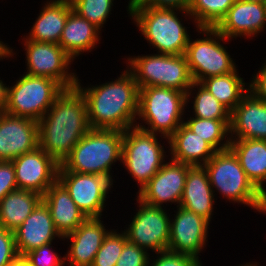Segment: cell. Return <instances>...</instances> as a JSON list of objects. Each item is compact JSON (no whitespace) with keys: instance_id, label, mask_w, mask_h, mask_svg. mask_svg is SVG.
<instances>
[{"instance_id":"6da1fadb","label":"cell","mask_w":266,"mask_h":266,"mask_svg":"<svg viewBox=\"0 0 266 266\" xmlns=\"http://www.w3.org/2000/svg\"><path fill=\"white\" fill-rule=\"evenodd\" d=\"M120 73L116 79L87 86L78 75L76 87L85 97L91 129L125 131L135 126L140 88L127 68Z\"/></svg>"},{"instance_id":"7a4b0ae2","label":"cell","mask_w":266,"mask_h":266,"mask_svg":"<svg viewBox=\"0 0 266 266\" xmlns=\"http://www.w3.org/2000/svg\"><path fill=\"white\" fill-rule=\"evenodd\" d=\"M90 129L85 97L77 87L64 89L38 121L39 147L61 165Z\"/></svg>"},{"instance_id":"3957f363","label":"cell","mask_w":266,"mask_h":266,"mask_svg":"<svg viewBox=\"0 0 266 266\" xmlns=\"http://www.w3.org/2000/svg\"><path fill=\"white\" fill-rule=\"evenodd\" d=\"M127 16L133 21L143 38L159 54L184 55L191 34L184 21L198 27L186 10L165 9L146 6H127ZM181 16V18H180ZM184 18V20L182 19ZM188 17V18H187ZM188 19V20H187ZM188 28V29H187Z\"/></svg>"},{"instance_id":"277c9868","label":"cell","mask_w":266,"mask_h":266,"mask_svg":"<svg viewBox=\"0 0 266 266\" xmlns=\"http://www.w3.org/2000/svg\"><path fill=\"white\" fill-rule=\"evenodd\" d=\"M214 192L233 205L250 207L255 213L266 215V196L252 183L230 150L217 151L203 166Z\"/></svg>"},{"instance_id":"5b68a950","label":"cell","mask_w":266,"mask_h":266,"mask_svg":"<svg viewBox=\"0 0 266 266\" xmlns=\"http://www.w3.org/2000/svg\"><path fill=\"white\" fill-rule=\"evenodd\" d=\"M123 131L90 129L73 147L58 171L98 174L114 184V167L121 164ZM114 165V166H113Z\"/></svg>"},{"instance_id":"8992f818","label":"cell","mask_w":266,"mask_h":266,"mask_svg":"<svg viewBox=\"0 0 266 266\" xmlns=\"http://www.w3.org/2000/svg\"><path fill=\"white\" fill-rule=\"evenodd\" d=\"M167 148H169V141L164 136L148 132L137 126L123 131L121 165L128 172L127 174L132 179L134 178L131 181L135 180L134 182L138 185L136 194L169 159V149Z\"/></svg>"},{"instance_id":"52a82bcc","label":"cell","mask_w":266,"mask_h":266,"mask_svg":"<svg viewBox=\"0 0 266 266\" xmlns=\"http://www.w3.org/2000/svg\"><path fill=\"white\" fill-rule=\"evenodd\" d=\"M186 94L172 88L139 89V107L135 126L169 138L184 123Z\"/></svg>"},{"instance_id":"ba28073f","label":"cell","mask_w":266,"mask_h":266,"mask_svg":"<svg viewBox=\"0 0 266 266\" xmlns=\"http://www.w3.org/2000/svg\"><path fill=\"white\" fill-rule=\"evenodd\" d=\"M126 68L134 75L139 88L165 87L185 94L193 80L185 55L141 54L125 58Z\"/></svg>"},{"instance_id":"9c48e42d","label":"cell","mask_w":266,"mask_h":266,"mask_svg":"<svg viewBox=\"0 0 266 266\" xmlns=\"http://www.w3.org/2000/svg\"><path fill=\"white\" fill-rule=\"evenodd\" d=\"M195 31L201 37H190L184 54L193 82L200 83L208 77L228 74L238 68L228 46H224L232 40L227 39L216 28L200 27Z\"/></svg>"},{"instance_id":"30bf717a","label":"cell","mask_w":266,"mask_h":266,"mask_svg":"<svg viewBox=\"0 0 266 266\" xmlns=\"http://www.w3.org/2000/svg\"><path fill=\"white\" fill-rule=\"evenodd\" d=\"M63 90L51 78L24 73L9 86L8 104L4 112L39 121Z\"/></svg>"},{"instance_id":"8fae6325","label":"cell","mask_w":266,"mask_h":266,"mask_svg":"<svg viewBox=\"0 0 266 266\" xmlns=\"http://www.w3.org/2000/svg\"><path fill=\"white\" fill-rule=\"evenodd\" d=\"M21 38L27 66L23 73L51 78L64 89L76 87L78 74L71 69L74 60L59 44L31 41L23 34Z\"/></svg>"},{"instance_id":"7c38bea8","label":"cell","mask_w":266,"mask_h":266,"mask_svg":"<svg viewBox=\"0 0 266 266\" xmlns=\"http://www.w3.org/2000/svg\"><path fill=\"white\" fill-rule=\"evenodd\" d=\"M136 212L124 226L127 240L154 254L168 249L170 237V208L152 206L135 198ZM128 226V227H127ZM153 252V253H151Z\"/></svg>"},{"instance_id":"4fadbf2b","label":"cell","mask_w":266,"mask_h":266,"mask_svg":"<svg viewBox=\"0 0 266 266\" xmlns=\"http://www.w3.org/2000/svg\"><path fill=\"white\" fill-rule=\"evenodd\" d=\"M58 181L69 192L77 207L88 217H104L109 192L114 183L106 176L58 171Z\"/></svg>"},{"instance_id":"5bb4252c","label":"cell","mask_w":266,"mask_h":266,"mask_svg":"<svg viewBox=\"0 0 266 266\" xmlns=\"http://www.w3.org/2000/svg\"><path fill=\"white\" fill-rule=\"evenodd\" d=\"M175 208L176 210L173 211L175 213L170 216V237L167 250L191 255L201 261L200 253L205 251L209 243L210 222L184 207Z\"/></svg>"},{"instance_id":"9a60e30c","label":"cell","mask_w":266,"mask_h":266,"mask_svg":"<svg viewBox=\"0 0 266 266\" xmlns=\"http://www.w3.org/2000/svg\"><path fill=\"white\" fill-rule=\"evenodd\" d=\"M190 167L191 165L180 163L169 158L135 196L144 203L152 206L163 208L170 206L171 208V205L175 204L178 207Z\"/></svg>"},{"instance_id":"2e32d148","label":"cell","mask_w":266,"mask_h":266,"mask_svg":"<svg viewBox=\"0 0 266 266\" xmlns=\"http://www.w3.org/2000/svg\"><path fill=\"white\" fill-rule=\"evenodd\" d=\"M19 189L43 196L58 180L59 164L39 146L12 160Z\"/></svg>"},{"instance_id":"e0dca14e","label":"cell","mask_w":266,"mask_h":266,"mask_svg":"<svg viewBox=\"0 0 266 266\" xmlns=\"http://www.w3.org/2000/svg\"><path fill=\"white\" fill-rule=\"evenodd\" d=\"M38 146V121L0 112V161H12Z\"/></svg>"},{"instance_id":"ac0fdd59","label":"cell","mask_w":266,"mask_h":266,"mask_svg":"<svg viewBox=\"0 0 266 266\" xmlns=\"http://www.w3.org/2000/svg\"><path fill=\"white\" fill-rule=\"evenodd\" d=\"M103 217H88L78 228L63 236L69 245L65 256L67 266H91L103 240L111 230L102 220ZM109 229V230H108ZM70 240V241H69ZM70 243V244H69Z\"/></svg>"},{"instance_id":"d6986e66","label":"cell","mask_w":266,"mask_h":266,"mask_svg":"<svg viewBox=\"0 0 266 266\" xmlns=\"http://www.w3.org/2000/svg\"><path fill=\"white\" fill-rule=\"evenodd\" d=\"M215 28L230 40H253L266 30V4L236 0Z\"/></svg>"},{"instance_id":"ffe728a7","label":"cell","mask_w":266,"mask_h":266,"mask_svg":"<svg viewBox=\"0 0 266 266\" xmlns=\"http://www.w3.org/2000/svg\"><path fill=\"white\" fill-rule=\"evenodd\" d=\"M15 245L19 256L63 237L56 230L50 211L41 201L24 222L14 230ZM57 239V240H56ZM55 240V241H54Z\"/></svg>"},{"instance_id":"44dd1931","label":"cell","mask_w":266,"mask_h":266,"mask_svg":"<svg viewBox=\"0 0 266 266\" xmlns=\"http://www.w3.org/2000/svg\"><path fill=\"white\" fill-rule=\"evenodd\" d=\"M230 139L266 140V102L251 91L231 112Z\"/></svg>"},{"instance_id":"7402d4cb","label":"cell","mask_w":266,"mask_h":266,"mask_svg":"<svg viewBox=\"0 0 266 266\" xmlns=\"http://www.w3.org/2000/svg\"><path fill=\"white\" fill-rule=\"evenodd\" d=\"M41 5L35 22L24 36L31 41L59 44L72 4L70 0H46Z\"/></svg>"},{"instance_id":"603a6c76","label":"cell","mask_w":266,"mask_h":266,"mask_svg":"<svg viewBox=\"0 0 266 266\" xmlns=\"http://www.w3.org/2000/svg\"><path fill=\"white\" fill-rule=\"evenodd\" d=\"M215 195L203 166H191L186 176L181 207L201 215L212 223L214 210L217 208ZM215 207V208H214Z\"/></svg>"},{"instance_id":"cb8c5ba5","label":"cell","mask_w":266,"mask_h":266,"mask_svg":"<svg viewBox=\"0 0 266 266\" xmlns=\"http://www.w3.org/2000/svg\"><path fill=\"white\" fill-rule=\"evenodd\" d=\"M42 201L49 209L54 226L62 237L75 231L87 218L58 180L47 189Z\"/></svg>"},{"instance_id":"d4e9b609","label":"cell","mask_w":266,"mask_h":266,"mask_svg":"<svg viewBox=\"0 0 266 266\" xmlns=\"http://www.w3.org/2000/svg\"><path fill=\"white\" fill-rule=\"evenodd\" d=\"M168 141L169 158L191 166H204L217 152L184 123L168 138Z\"/></svg>"},{"instance_id":"484cf974","label":"cell","mask_w":266,"mask_h":266,"mask_svg":"<svg viewBox=\"0 0 266 266\" xmlns=\"http://www.w3.org/2000/svg\"><path fill=\"white\" fill-rule=\"evenodd\" d=\"M102 32L75 11L68 15L59 45L75 61L77 57L97 49L101 42ZM95 48V49H94Z\"/></svg>"},{"instance_id":"4316f807","label":"cell","mask_w":266,"mask_h":266,"mask_svg":"<svg viewBox=\"0 0 266 266\" xmlns=\"http://www.w3.org/2000/svg\"><path fill=\"white\" fill-rule=\"evenodd\" d=\"M229 149L247 177L266 196V140L230 139Z\"/></svg>"},{"instance_id":"83f0119b","label":"cell","mask_w":266,"mask_h":266,"mask_svg":"<svg viewBox=\"0 0 266 266\" xmlns=\"http://www.w3.org/2000/svg\"><path fill=\"white\" fill-rule=\"evenodd\" d=\"M43 196L24 189L9 192L0 201V227L14 231L34 211Z\"/></svg>"},{"instance_id":"f1b7e54d","label":"cell","mask_w":266,"mask_h":266,"mask_svg":"<svg viewBox=\"0 0 266 266\" xmlns=\"http://www.w3.org/2000/svg\"><path fill=\"white\" fill-rule=\"evenodd\" d=\"M222 105L230 112L241 102L250 91L249 82L239 75V69L234 72L208 77L200 82Z\"/></svg>"},{"instance_id":"f546056e","label":"cell","mask_w":266,"mask_h":266,"mask_svg":"<svg viewBox=\"0 0 266 266\" xmlns=\"http://www.w3.org/2000/svg\"><path fill=\"white\" fill-rule=\"evenodd\" d=\"M186 101L188 109L186 112L192 113V117L231 120V112L198 82L192 83L187 91ZM189 106H192L190 110Z\"/></svg>"},{"instance_id":"4dcf8cb0","label":"cell","mask_w":266,"mask_h":266,"mask_svg":"<svg viewBox=\"0 0 266 266\" xmlns=\"http://www.w3.org/2000/svg\"><path fill=\"white\" fill-rule=\"evenodd\" d=\"M230 123L231 120L197 118L188 113L184 117V124L207 141L216 151L229 149Z\"/></svg>"},{"instance_id":"1f68e13d","label":"cell","mask_w":266,"mask_h":266,"mask_svg":"<svg viewBox=\"0 0 266 266\" xmlns=\"http://www.w3.org/2000/svg\"><path fill=\"white\" fill-rule=\"evenodd\" d=\"M236 0H190L188 12L198 28H215Z\"/></svg>"},{"instance_id":"d6a6232c","label":"cell","mask_w":266,"mask_h":266,"mask_svg":"<svg viewBox=\"0 0 266 266\" xmlns=\"http://www.w3.org/2000/svg\"><path fill=\"white\" fill-rule=\"evenodd\" d=\"M115 0H70L73 11L96 26L101 32L114 11Z\"/></svg>"},{"instance_id":"836d02e7","label":"cell","mask_w":266,"mask_h":266,"mask_svg":"<svg viewBox=\"0 0 266 266\" xmlns=\"http://www.w3.org/2000/svg\"><path fill=\"white\" fill-rule=\"evenodd\" d=\"M127 241L123 230L111 229L105 236L91 266H116Z\"/></svg>"},{"instance_id":"e575fe53","label":"cell","mask_w":266,"mask_h":266,"mask_svg":"<svg viewBox=\"0 0 266 266\" xmlns=\"http://www.w3.org/2000/svg\"><path fill=\"white\" fill-rule=\"evenodd\" d=\"M202 262L191 255L165 250L150 256L148 266H203Z\"/></svg>"},{"instance_id":"d590c367","label":"cell","mask_w":266,"mask_h":266,"mask_svg":"<svg viewBox=\"0 0 266 266\" xmlns=\"http://www.w3.org/2000/svg\"><path fill=\"white\" fill-rule=\"evenodd\" d=\"M48 243L39 248H35L24 256L30 262L31 266H65V256L56 252L52 245Z\"/></svg>"},{"instance_id":"8d00e7d4","label":"cell","mask_w":266,"mask_h":266,"mask_svg":"<svg viewBox=\"0 0 266 266\" xmlns=\"http://www.w3.org/2000/svg\"><path fill=\"white\" fill-rule=\"evenodd\" d=\"M150 255L138 245L127 241L116 266H148Z\"/></svg>"},{"instance_id":"74e56055","label":"cell","mask_w":266,"mask_h":266,"mask_svg":"<svg viewBox=\"0 0 266 266\" xmlns=\"http://www.w3.org/2000/svg\"><path fill=\"white\" fill-rule=\"evenodd\" d=\"M18 256L14 231L0 227V266H10Z\"/></svg>"},{"instance_id":"f35d334b","label":"cell","mask_w":266,"mask_h":266,"mask_svg":"<svg viewBox=\"0 0 266 266\" xmlns=\"http://www.w3.org/2000/svg\"><path fill=\"white\" fill-rule=\"evenodd\" d=\"M15 169L12 161H0V201L9 192L17 189Z\"/></svg>"},{"instance_id":"ab89813d","label":"cell","mask_w":266,"mask_h":266,"mask_svg":"<svg viewBox=\"0 0 266 266\" xmlns=\"http://www.w3.org/2000/svg\"><path fill=\"white\" fill-rule=\"evenodd\" d=\"M128 6H146L165 9H188V0H129Z\"/></svg>"},{"instance_id":"60d3db41","label":"cell","mask_w":266,"mask_h":266,"mask_svg":"<svg viewBox=\"0 0 266 266\" xmlns=\"http://www.w3.org/2000/svg\"><path fill=\"white\" fill-rule=\"evenodd\" d=\"M261 68L252 74L249 81V90L260 100L266 102V58Z\"/></svg>"},{"instance_id":"b9f144b4","label":"cell","mask_w":266,"mask_h":266,"mask_svg":"<svg viewBox=\"0 0 266 266\" xmlns=\"http://www.w3.org/2000/svg\"><path fill=\"white\" fill-rule=\"evenodd\" d=\"M14 48L10 47V45H8V43H5L2 39L0 40V61L4 62L5 60H13L16 57L14 55H17L18 53L14 52L15 50H13ZM13 58V59H12Z\"/></svg>"},{"instance_id":"7bdbcfd3","label":"cell","mask_w":266,"mask_h":266,"mask_svg":"<svg viewBox=\"0 0 266 266\" xmlns=\"http://www.w3.org/2000/svg\"><path fill=\"white\" fill-rule=\"evenodd\" d=\"M9 85L0 77V112L5 111L8 104Z\"/></svg>"},{"instance_id":"ee69618b","label":"cell","mask_w":266,"mask_h":266,"mask_svg":"<svg viewBox=\"0 0 266 266\" xmlns=\"http://www.w3.org/2000/svg\"><path fill=\"white\" fill-rule=\"evenodd\" d=\"M10 266H31L25 256H18Z\"/></svg>"},{"instance_id":"f6af8a7d","label":"cell","mask_w":266,"mask_h":266,"mask_svg":"<svg viewBox=\"0 0 266 266\" xmlns=\"http://www.w3.org/2000/svg\"><path fill=\"white\" fill-rule=\"evenodd\" d=\"M259 263L260 262H255V261H250V262H246L245 264L243 263V264H239V265H237V266H261V265H259Z\"/></svg>"},{"instance_id":"bcb514c9","label":"cell","mask_w":266,"mask_h":266,"mask_svg":"<svg viewBox=\"0 0 266 266\" xmlns=\"http://www.w3.org/2000/svg\"><path fill=\"white\" fill-rule=\"evenodd\" d=\"M245 2L265 3V0H241Z\"/></svg>"}]
</instances>
